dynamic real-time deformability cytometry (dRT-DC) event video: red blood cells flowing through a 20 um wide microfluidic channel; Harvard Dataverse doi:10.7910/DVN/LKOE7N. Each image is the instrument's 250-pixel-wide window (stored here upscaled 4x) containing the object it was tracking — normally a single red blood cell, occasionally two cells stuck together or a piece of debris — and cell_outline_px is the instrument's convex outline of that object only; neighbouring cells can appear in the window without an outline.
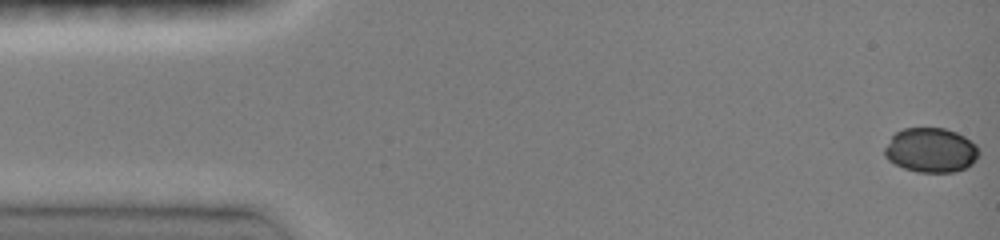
{"species": "common noctule bat (a hibernating species)", "species_latin": "Nyctalus noctula", "temperature_condition": "room temperature", "stored_images_in_passage": 47, "camera_frame_rate_fps": 3000, "um_per_image_px": 0.085, "animal": {"sex": "female", "body_mass_g": 19.0, "forearm_length_mm": 51.5}, "frame": {"image": 1, "passage_image": 1, "time_ms": 0.0, "image_size_px": [1000, 240], "cell_outline_px": [[980, 152], [976, 160], [972, 164], [956, 172], [916, 172], [904, 168], [888, 160], [884, 156], [884, 148], [892, 136], [896, 132], [904, 128], [944, 128], [956, 132], [964, 136], [976, 144]], "centroid_in_image_um": [79.13, 12.77], "position_along_channel_um": 5.9, "area_um2": 24.57}}
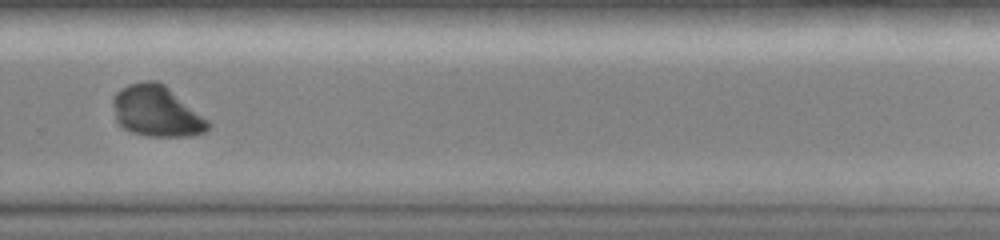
{"frame": {"image": 2, "passage_image": 33, "time_ms": 10.667, "image_size_px": [1000, 240], "cell_outline_px": [[212, 124], [204, 132], [192, 136], [144, 136], [132, 132], [124, 128], [116, 120], [112, 104], [112, 96], [120, 88], [128, 84], [144, 80], [156, 80], [164, 84], [208, 120]], "centroid_in_image_um": [13.28, 9.45], "position_along_channel_um": 316.5, "area_um2": 28.32}}
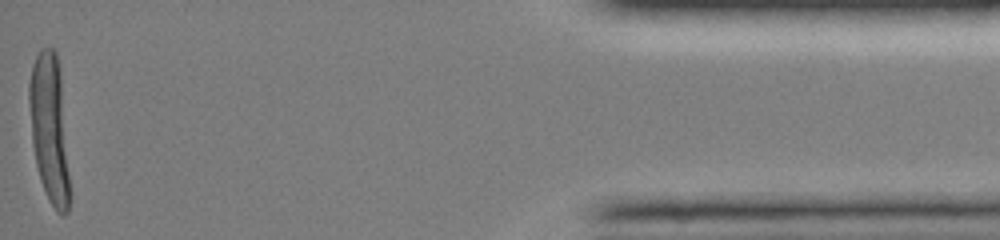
{"frame": {"image": 3, "passage_image": 47, "time_ms": 15.333, "image_size_px": [1000, 240], "cell_outline_px": [[68, 212], [64, 216], [60, 216], [56, 212], [48, 200], [40, 180], [36, 164], [32, 144], [28, 100], [28, 84], [32, 64], [40, 48], [52, 48], [56, 52], [60, 72], [68, 176]], "centroid_in_image_um": [4.16, 10.9], "position_along_channel_um": 431.0, "area_um2": 34.51}, "authors_computed_cell_mechanics": {"area_um2": 29.0156, "velocity_mm_per_s": 4.1213, "shape_relaxation_time_tau1_ms": 2.4539, "shape_relaxation_time_tau2_ms": 6.7004, "deformation_change_tau1": 0.094, "deformation_change_tau2": 0.0664}}